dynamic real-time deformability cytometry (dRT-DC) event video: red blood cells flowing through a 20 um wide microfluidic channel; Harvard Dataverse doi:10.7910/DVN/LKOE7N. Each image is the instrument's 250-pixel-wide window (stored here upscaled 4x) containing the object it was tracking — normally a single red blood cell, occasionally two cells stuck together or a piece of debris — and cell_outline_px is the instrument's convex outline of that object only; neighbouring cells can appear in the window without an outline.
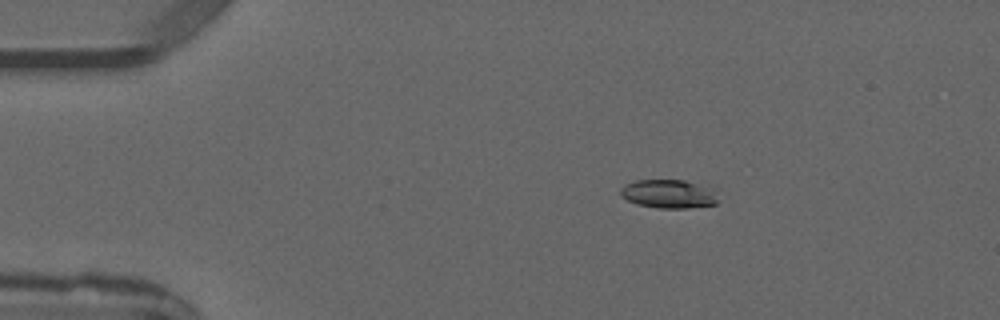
{"species": "common noctule bat (a hibernating species)", "species_latin": "Nyctalus noctula", "temperature_condition": "warm", "stored_images_in_passage": 5, "camera_frame_rate_fps": 3000, "um_per_image_px": 0.085, "animal": {"sex": "male", "forearm_length_mm": 52.5}, "frame": {"image": 1, "passage_image": 3, "time_ms": 2.333, "image_size_px": [1000, 320], "cell_outline_px": [[716, 204], [688, 208], [660, 208], [636, 204], [620, 196], [620, 188], [624, 184], [636, 180], [684, 180], [704, 188], [716, 200]], "centroid_in_image_um": [56.65, 16.49], "position_along_channel_um": 28.3, "area_um2": 15.61}}